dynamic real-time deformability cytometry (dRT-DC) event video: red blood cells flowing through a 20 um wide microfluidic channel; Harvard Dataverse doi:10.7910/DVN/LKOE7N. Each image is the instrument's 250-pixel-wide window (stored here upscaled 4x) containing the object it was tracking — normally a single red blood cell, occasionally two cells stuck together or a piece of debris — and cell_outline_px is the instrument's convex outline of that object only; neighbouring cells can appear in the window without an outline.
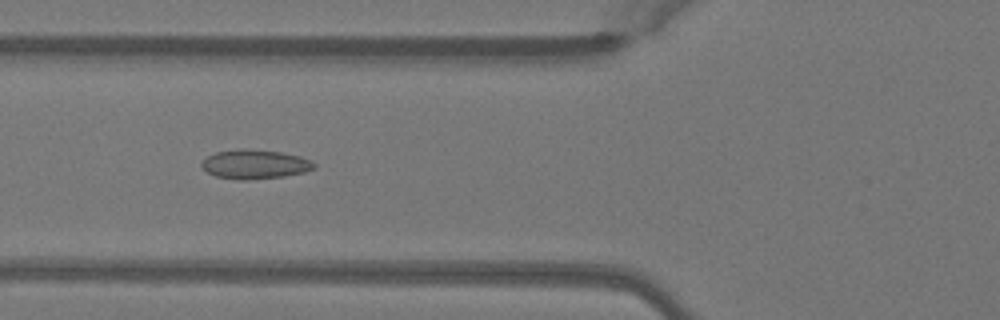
{"species": "Egyptian fruit bat (a non-hibernating species)", "species_latin": "Rousettus aegyptiacus", "temperature_condition": "warm", "stored_images_in_passage": 50, "camera_frame_rate_fps": 3000, "um_per_image_px": 0.085, "animal": {"sex": "female"}, "frame": {"image": 1, "passage_image": 19, "time_ms": 6.0, "image_size_px": [1000, 320], "cell_outline_px": [[316, 168], [304, 172], [284, 176], [248, 180], [240, 180], [216, 176], [208, 172], [200, 164], [208, 156], [216, 152], [240, 148], [244, 148], [280, 152], [300, 156], [312, 160], [316, 164]], "centroid_in_image_um": [21.7, 13.96], "position_along_channel_um": 104.1, "area_um2": 19.13}}
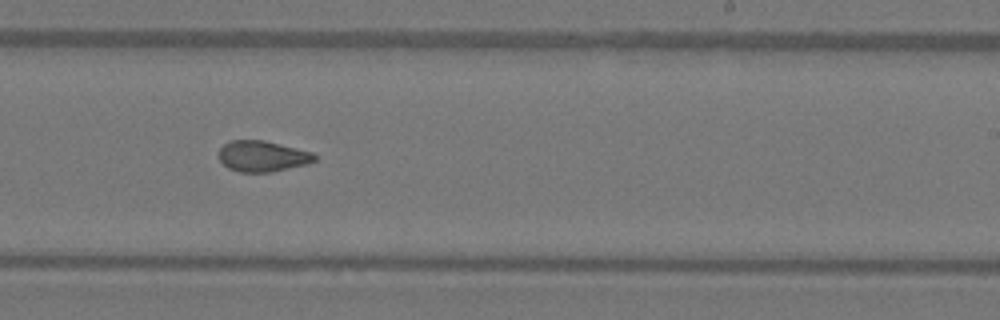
{"frame": {"image": 2, "passage_image": 31, "time_ms": 10.0, "image_size_px": [1000, 320], "cell_outline_px": [[316, 160], [308, 164], [272, 172], [240, 172], [228, 168], [220, 160], [220, 148], [224, 144], [232, 140], [264, 140], [312, 152], [316, 156]], "centroid_in_image_um": [22.32, 13.28], "position_along_channel_um": 266.7, "area_um2": 17.17}}
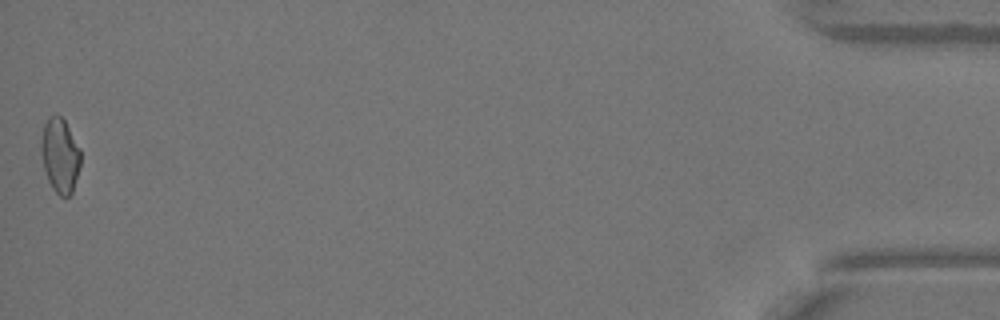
{"frame": {"image": 3, "passage_image": 50, "time_ms": 16.333, "image_size_px": [1000, 320], "cell_outline_px": [[80, 164], [72, 192], [68, 196], [60, 196], [52, 188], [48, 180], [44, 168], [40, 152], [40, 140], [44, 124], [48, 116], [60, 116], [64, 120], [80, 148]], "centroid_in_image_um": [5.08, 13.2], "position_along_channel_um": 430.1, "area_um2": 17.05}, "authors_computed_cell_mechanics": {"area_um2": 17.7735, "velocity_mm_per_s": 4.0626, "shape_relaxation_time_tau1_ms": null, "shape_relaxation_time_tau2_ms": 1.8627, "deformation_change_tau1": null, "deformation_change_tau2": 0.0551}}